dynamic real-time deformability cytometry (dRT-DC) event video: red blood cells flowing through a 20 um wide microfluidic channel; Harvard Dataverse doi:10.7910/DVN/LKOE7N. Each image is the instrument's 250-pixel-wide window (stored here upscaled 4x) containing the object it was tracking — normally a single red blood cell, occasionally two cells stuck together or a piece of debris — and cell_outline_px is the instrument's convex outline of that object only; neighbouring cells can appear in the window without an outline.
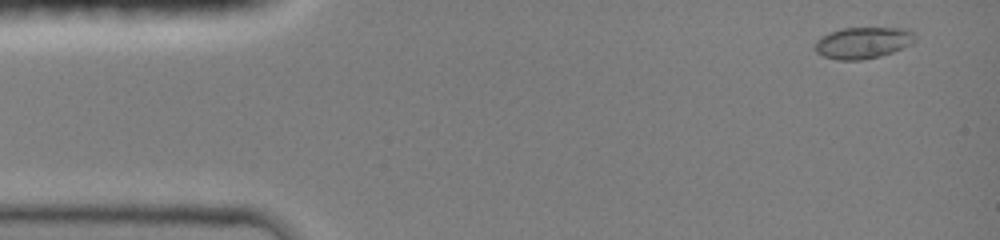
{"species": "common noctule bat (a hibernating species)", "species_latin": "Nyctalus noctula", "temperature_condition": "room temperature", "stored_images_in_passage": 32, "camera_frame_rate_fps": 3000, "um_per_image_px": 0.085, "animal": {"sex": "female", "body_mass_g": 19.0, "forearm_length_mm": 51.5}, "frame": {"image": 1, "passage_image": 3, "time_ms": 0.667, "image_size_px": [1000, 240], "cell_outline_px": [[916, 40], [912, 44], [892, 52], [880, 56], [860, 60], [836, 60], [824, 56], [816, 52], [816, 40], [840, 28], [908, 28], [916, 32]], "centroid_in_image_um": [73.42, 3.63], "position_along_channel_um": 11.6, "area_um2": 18.38}}
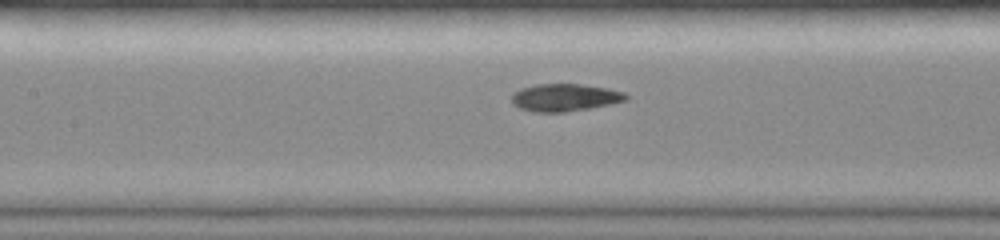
{"frame": {"image": 2, "passage_image": 19, "time_ms": 6.667, "image_size_px": [1000, 240], "cell_outline_px": [[628, 100], [588, 108], [564, 112], [532, 112], [520, 108], [512, 104], [512, 96], [520, 88], [536, 84], [580, 84], [608, 88], [624, 92], [628, 96]], "centroid_in_image_um": [48.0, 8.28], "position_along_channel_um": 159.4, "area_um2": 18.21}}
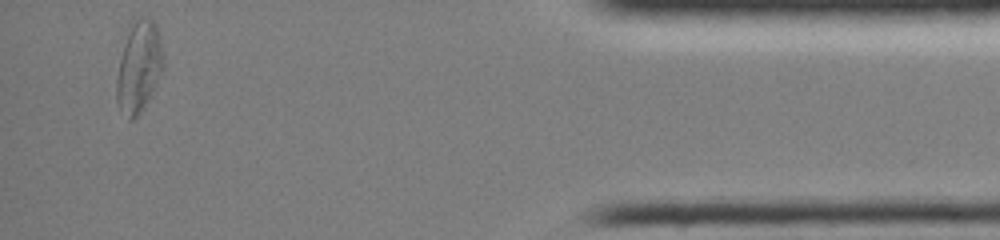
{"frame": {"image": 3, "passage_image": 32, "time_ms": 14.333, "image_size_px": [1000, 240], "cell_outline_px": [[164, 64], [144, 108], [132, 120], [128, 120], [120, 108], [116, 100], [116, 80], [120, 60], [124, 44], [132, 20], [144, 16], [148, 16], [156, 20], [160, 36]], "centroid_in_image_um": [11.81, 5.62], "position_along_channel_um": 423.4, "area_um2": 24.68}, "authors_computed_cell_mechanics": {"area_um2": 18.1203, "velocity_mm_per_s": 4.1482, "shape_relaxation_time_tau1_ms": 7.3736, "shape_relaxation_time_tau2_ms": 1.5823, "deformation_change_tau1": 0.1908, "deformation_change_tau2": 0.0724}}